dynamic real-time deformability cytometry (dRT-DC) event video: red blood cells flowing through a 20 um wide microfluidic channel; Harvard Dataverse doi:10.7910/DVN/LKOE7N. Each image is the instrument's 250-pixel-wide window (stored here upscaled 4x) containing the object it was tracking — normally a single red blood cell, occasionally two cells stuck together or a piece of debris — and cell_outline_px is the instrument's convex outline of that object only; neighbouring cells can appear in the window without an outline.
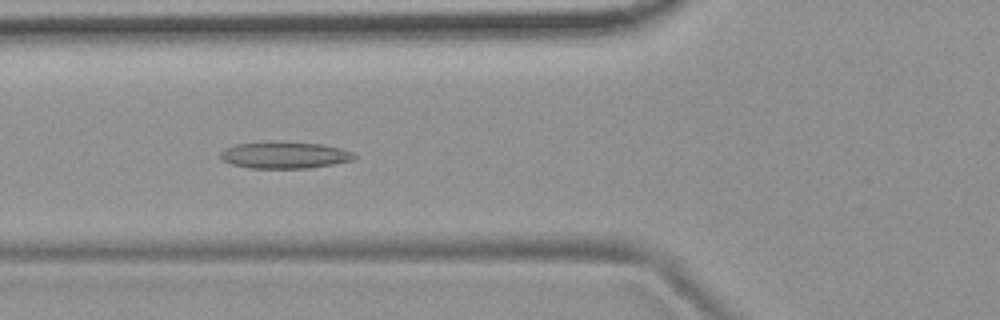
{"species": "common noctule bat (a hibernating species)", "species_latin": "Nyctalus noctula", "temperature_condition": "room temperature", "stored_images_in_passage": 53, "camera_frame_rate_fps": 3000, "um_per_image_px": 0.085, "animal": {"sex": "female", "body_mass_g": 19.9}, "frame": {"image": 1, "passage_image": 19, "time_ms": 6.0, "image_size_px": [1000, 320], "cell_outline_px": [[356, 156], [352, 160], [332, 164], [308, 168], [248, 168], [232, 164], [224, 160], [220, 156], [220, 152], [224, 148], [236, 144], [272, 140], [284, 140], [320, 144], [340, 148], [352, 152]], "centroid_in_image_um": [24.15, 13.15], "position_along_channel_um": 101.7, "area_um2": 21.15}}
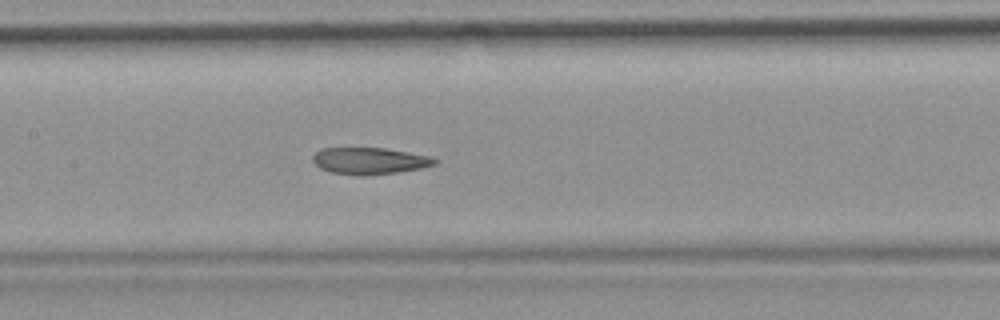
{"frame": {"image": 2, "passage_image": 25, "time_ms": 8.0, "image_size_px": [1000, 320], "cell_outline_px": [[436, 164], [424, 168], [400, 172], [364, 176], [360, 176], [332, 172], [320, 168], [312, 160], [312, 156], [320, 148], [384, 148], [432, 156], [436, 160]], "centroid_in_image_um": [31.43, 13.68], "position_along_channel_um": 176.0, "area_um2": 19.13}}
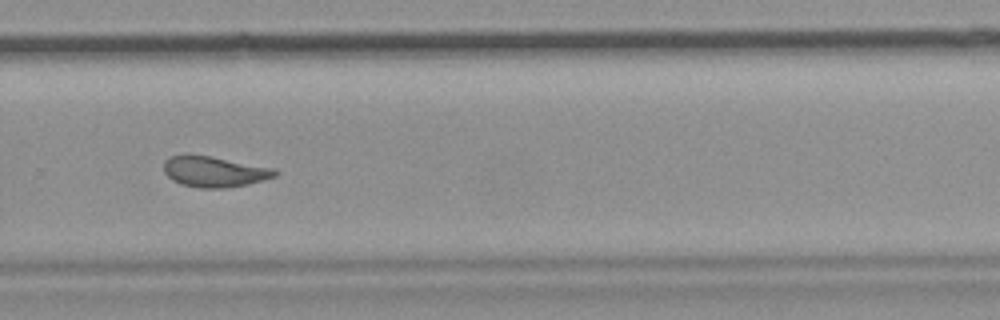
{"frame": {"image": 3, "passage_image": 36, "time_ms": 11.667, "image_size_px": [1000, 320], "cell_outline_px": [[280, 172], [276, 176], [264, 180], [248, 184], [224, 188], [200, 188], [180, 184], [172, 180], [164, 172], [164, 160], [168, 156], [208, 156], [276, 168]], "centroid_in_image_um": [18.26, 14.61], "position_along_channel_um": 311.5, "area_um2": 19.77}, "authors_computed_cell_mechanics": {"area_um2": 20.7502, "velocity_mm_per_s": 3.7135, "shape_relaxation_time_tau1_ms": null, "shape_relaxation_time_tau2_ms": 3.2629, "deformation_change_tau1": null, "deformation_change_tau2": 0.1073}}